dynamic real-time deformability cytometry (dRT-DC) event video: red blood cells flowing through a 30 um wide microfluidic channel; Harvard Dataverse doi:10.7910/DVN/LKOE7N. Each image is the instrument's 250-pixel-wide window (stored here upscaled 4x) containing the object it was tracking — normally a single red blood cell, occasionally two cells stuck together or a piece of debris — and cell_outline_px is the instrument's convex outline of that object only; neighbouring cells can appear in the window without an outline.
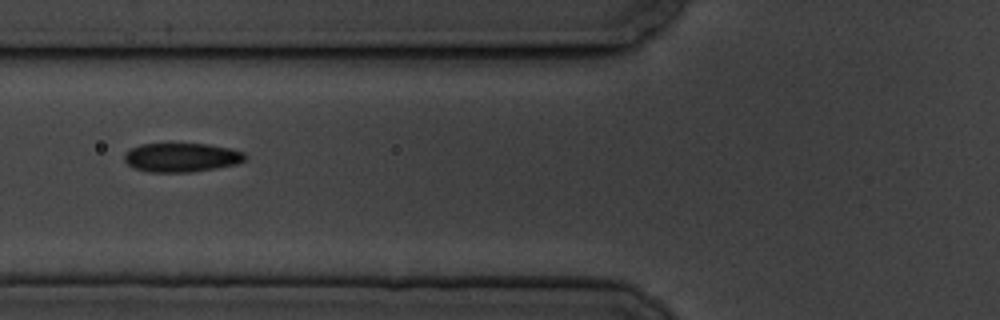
{"species": "common noctule bat (a hibernating species)", "species_latin": "Nyctalus noctula", "temperature_condition": "cold", "stored_images_in_passage": 12, "camera_frame_rate_fps": 3000, "um_per_image_px": 0.085, "animal": {"sex": "male", "body_mass_g": 19.5, "forearm_length_mm": 54.6}, "frame": {"image": 1, "passage_image": 2, "time_ms": 2.0, "image_size_px": [1000, 320], "cell_outline_px": [[248, 156], [244, 160], [236, 164], [216, 168], [192, 172], [148, 172], [132, 168], [124, 160], [124, 152], [140, 144], [208, 144], [232, 148], [244, 152]], "centroid_in_image_um": [15.43, 13.38], "position_along_channel_um": 110.4, "area_um2": 20.58}}
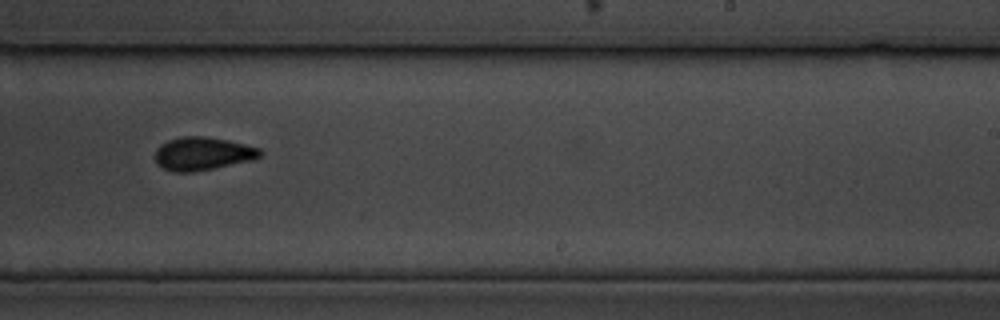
{"frame": {"image": 2, "passage_image": 6, "time_ms": 6.667, "image_size_px": [1000, 320], "cell_outline_px": [[260, 156], [252, 160], [192, 172], [172, 172], [156, 164], [156, 148], [160, 144], [168, 140], [180, 136], [204, 136], [228, 140], [260, 148]], "centroid_in_image_um": [17.18, 13.05], "position_along_channel_um": 271.8, "area_um2": 20.17}}
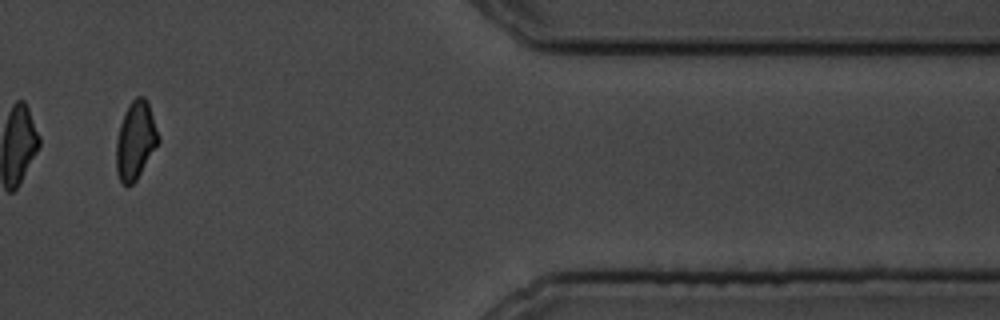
{"frame": {"image": 3, "passage_image": 10, "time_ms": 11.333, "image_size_px": [1000, 320], "cell_outline_px": [[160, 140], [136, 180], [128, 188], [120, 184], [116, 172], [116, 140], [120, 124], [124, 112], [128, 104], [136, 96], [144, 96], [148, 100], [160, 136]], "centroid_in_image_um": [11.51, 11.93], "position_along_channel_um": 399.9, "area_um2": 19.54}, "authors_computed_cell_mechanics": {"area_um2": 20.3745, "velocity_mm_per_s": 3.4694, "shape_relaxation_time_tau1_ms": 3.5742, "shape_relaxation_time_tau2_ms": 2.2124, "deformation_change_tau1": 0.1093, "deformation_change_tau2": 0.0448}}